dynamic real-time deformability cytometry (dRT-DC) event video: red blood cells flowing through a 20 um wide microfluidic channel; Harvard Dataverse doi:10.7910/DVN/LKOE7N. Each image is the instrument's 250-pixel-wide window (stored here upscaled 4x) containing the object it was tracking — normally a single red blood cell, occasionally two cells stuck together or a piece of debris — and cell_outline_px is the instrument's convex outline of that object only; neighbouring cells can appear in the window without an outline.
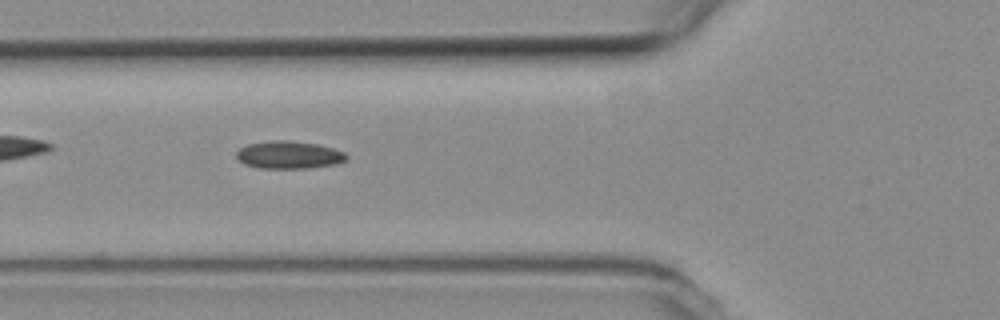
{"species": "common noctule bat (a hibernating species)", "species_latin": "Nyctalus noctula", "temperature_condition": "room temperature", "stored_images_in_passage": 39, "camera_frame_rate_fps": 3000, "um_per_image_px": 0.085, "animal": {"sex": "female", "body_mass_g": 19.3, "forearm_length_mm": 54.1}, "frame": {"image": 1, "passage_image": 9, "time_ms": 2.667, "image_size_px": [1000, 320], "cell_outline_px": [[348, 160], [336, 164], [308, 168], [260, 168], [244, 164], [236, 156], [236, 152], [240, 148], [248, 144], [272, 140], [284, 140], [316, 144], [332, 148], [344, 152], [348, 156]], "centroid_in_image_um": [24.57, 13.17], "position_along_channel_um": 101.2, "area_um2": 17.63}}
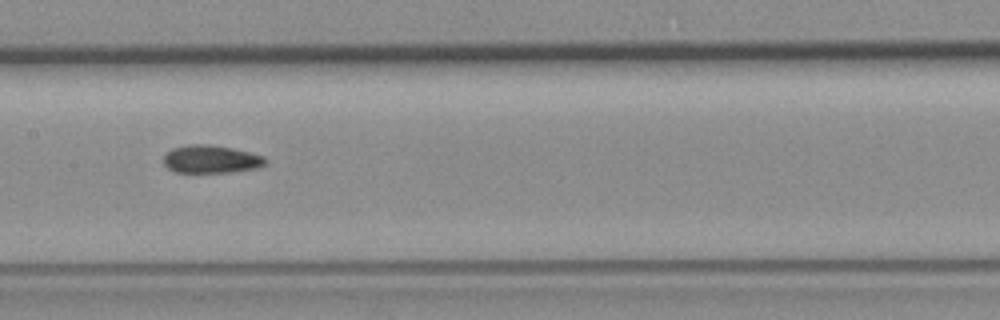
{"frame": {"image": 2, "passage_image": 16, "time_ms": 5.0, "image_size_px": [1000, 320], "cell_outline_px": [[268, 160], [264, 164], [256, 168], [228, 172], [176, 172], [168, 168], [164, 164], [164, 156], [172, 148], [188, 144], [208, 144], [232, 148], [264, 156]], "centroid_in_image_um": [17.92, 13.52], "position_along_channel_um": 189.5, "area_um2": 16.42}}
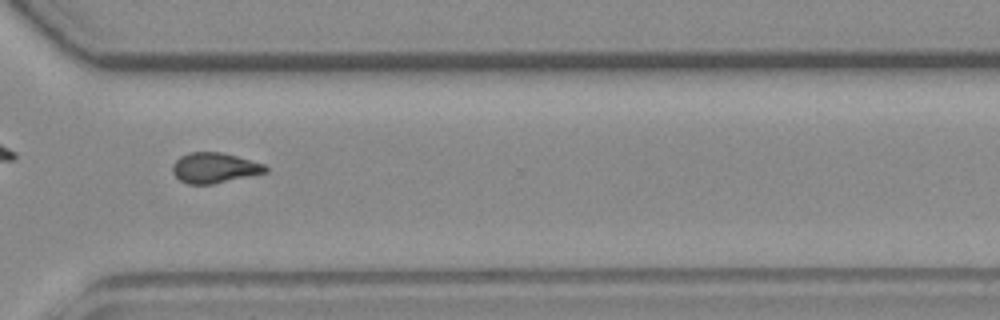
{"frame": {"image": 3, "passage_image": 29, "time_ms": 9.333, "image_size_px": [1000, 320], "cell_outline_px": [[268, 172], [212, 184], [188, 184], [180, 180], [172, 172], [172, 164], [180, 156], [188, 152], [220, 152], [236, 156], [264, 164], [268, 168]], "centroid_in_image_um": [18.21, 14.26], "position_along_channel_um": 352.4, "area_um2": 16.36}}